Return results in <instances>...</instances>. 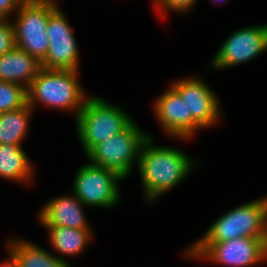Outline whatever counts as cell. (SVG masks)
I'll return each mask as SVG.
<instances>
[{
    "label": "cell",
    "mask_w": 267,
    "mask_h": 267,
    "mask_svg": "<svg viewBox=\"0 0 267 267\" xmlns=\"http://www.w3.org/2000/svg\"><path fill=\"white\" fill-rule=\"evenodd\" d=\"M152 137L149 134L144 141L136 165L144 198L148 204L180 185L188 177L195 164V160H192L181 149L157 146Z\"/></svg>",
    "instance_id": "6da1fadb"
},
{
    "label": "cell",
    "mask_w": 267,
    "mask_h": 267,
    "mask_svg": "<svg viewBox=\"0 0 267 267\" xmlns=\"http://www.w3.org/2000/svg\"><path fill=\"white\" fill-rule=\"evenodd\" d=\"M79 77V70L42 68L27 88V104L73 112L76 119L88 98Z\"/></svg>",
    "instance_id": "7a4b0ae2"
},
{
    "label": "cell",
    "mask_w": 267,
    "mask_h": 267,
    "mask_svg": "<svg viewBox=\"0 0 267 267\" xmlns=\"http://www.w3.org/2000/svg\"><path fill=\"white\" fill-rule=\"evenodd\" d=\"M134 119L101 97H88L75 119L76 132L87 154L95 145L125 130Z\"/></svg>",
    "instance_id": "3957f363"
},
{
    "label": "cell",
    "mask_w": 267,
    "mask_h": 267,
    "mask_svg": "<svg viewBox=\"0 0 267 267\" xmlns=\"http://www.w3.org/2000/svg\"><path fill=\"white\" fill-rule=\"evenodd\" d=\"M195 242H222L239 237L267 238V196L231 209Z\"/></svg>",
    "instance_id": "277c9868"
},
{
    "label": "cell",
    "mask_w": 267,
    "mask_h": 267,
    "mask_svg": "<svg viewBox=\"0 0 267 267\" xmlns=\"http://www.w3.org/2000/svg\"><path fill=\"white\" fill-rule=\"evenodd\" d=\"M183 256L229 267H253L267 261V238L239 237L222 242H194Z\"/></svg>",
    "instance_id": "5b68a950"
},
{
    "label": "cell",
    "mask_w": 267,
    "mask_h": 267,
    "mask_svg": "<svg viewBox=\"0 0 267 267\" xmlns=\"http://www.w3.org/2000/svg\"><path fill=\"white\" fill-rule=\"evenodd\" d=\"M148 137L149 133L133 121L122 132L95 145L86 154L87 162L113 170L125 179L138 164L140 149Z\"/></svg>",
    "instance_id": "8992f818"
},
{
    "label": "cell",
    "mask_w": 267,
    "mask_h": 267,
    "mask_svg": "<svg viewBox=\"0 0 267 267\" xmlns=\"http://www.w3.org/2000/svg\"><path fill=\"white\" fill-rule=\"evenodd\" d=\"M121 180L115 171L88 162L76 172L72 190L85 206L109 209L120 202Z\"/></svg>",
    "instance_id": "52a82bcc"
},
{
    "label": "cell",
    "mask_w": 267,
    "mask_h": 267,
    "mask_svg": "<svg viewBox=\"0 0 267 267\" xmlns=\"http://www.w3.org/2000/svg\"><path fill=\"white\" fill-rule=\"evenodd\" d=\"M54 11L37 0H25L12 21L16 47L36 57L40 62L48 50L47 26Z\"/></svg>",
    "instance_id": "ba28073f"
},
{
    "label": "cell",
    "mask_w": 267,
    "mask_h": 267,
    "mask_svg": "<svg viewBox=\"0 0 267 267\" xmlns=\"http://www.w3.org/2000/svg\"><path fill=\"white\" fill-rule=\"evenodd\" d=\"M267 51V24L237 29L223 42L212 59L213 69L241 65Z\"/></svg>",
    "instance_id": "9c48e42d"
},
{
    "label": "cell",
    "mask_w": 267,
    "mask_h": 267,
    "mask_svg": "<svg viewBox=\"0 0 267 267\" xmlns=\"http://www.w3.org/2000/svg\"><path fill=\"white\" fill-rule=\"evenodd\" d=\"M48 50L41 61L43 69L79 70V50L73 29L62 11L49 16Z\"/></svg>",
    "instance_id": "30bf717a"
},
{
    "label": "cell",
    "mask_w": 267,
    "mask_h": 267,
    "mask_svg": "<svg viewBox=\"0 0 267 267\" xmlns=\"http://www.w3.org/2000/svg\"><path fill=\"white\" fill-rule=\"evenodd\" d=\"M171 86L180 94L187 107V116L204 129L219 122L221 107L215 92L198 77L175 80Z\"/></svg>",
    "instance_id": "8fae6325"
},
{
    "label": "cell",
    "mask_w": 267,
    "mask_h": 267,
    "mask_svg": "<svg viewBox=\"0 0 267 267\" xmlns=\"http://www.w3.org/2000/svg\"><path fill=\"white\" fill-rule=\"evenodd\" d=\"M154 113L163 132L179 140L192 139L203 128L187 116V107L180 94L170 85L154 102Z\"/></svg>",
    "instance_id": "7c38bea8"
},
{
    "label": "cell",
    "mask_w": 267,
    "mask_h": 267,
    "mask_svg": "<svg viewBox=\"0 0 267 267\" xmlns=\"http://www.w3.org/2000/svg\"><path fill=\"white\" fill-rule=\"evenodd\" d=\"M38 212L42 226H62L74 229H90L84 213V204L72 192L50 199Z\"/></svg>",
    "instance_id": "4fadbf2b"
},
{
    "label": "cell",
    "mask_w": 267,
    "mask_h": 267,
    "mask_svg": "<svg viewBox=\"0 0 267 267\" xmlns=\"http://www.w3.org/2000/svg\"><path fill=\"white\" fill-rule=\"evenodd\" d=\"M41 69V62L36 57L16 46L0 56V81L28 88Z\"/></svg>",
    "instance_id": "5bb4252c"
},
{
    "label": "cell",
    "mask_w": 267,
    "mask_h": 267,
    "mask_svg": "<svg viewBox=\"0 0 267 267\" xmlns=\"http://www.w3.org/2000/svg\"><path fill=\"white\" fill-rule=\"evenodd\" d=\"M6 245L8 254L18 262L20 267H71L67 260L51 254L31 241L11 237Z\"/></svg>",
    "instance_id": "9a60e30c"
},
{
    "label": "cell",
    "mask_w": 267,
    "mask_h": 267,
    "mask_svg": "<svg viewBox=\"0 0 267 267\" xmlns=\"http://www.w3.org/2000/svg\"><path fill=\"white\" fill-rule=\"evenodd\" d=\"M30 160L22 145L0 144V177L32 183L34 169Z\"/></svg>",
    "instance_id": "2e32d148"
},
{
    "label": "cell",
    "mask_w": 267,
    "mask_h": 267,
    "mask_svg": "<svg viewBox=\"0 0 267 267\" xmlns=\"http://www.w3.org/2000/svg\"><path fill=\"white\" fill-rule=\"evenodd\" d=\"M47 229L49 242L60 255L76 256L81 254L91 241V229H74L62 226H43Z\"/></svg>",
    "instance_id": "e0dca14e"
},
{
    "label": "cell",
    "mask_w": 267,
    "mask_h": 267,
    "mask_svg": "<svg viewBox=\"0 0 267 267\" xmlns=\"http://www.w3.org/2000/svg\"><path fill=\"white\" fill-rule=\"evenodd\" d=\"M33 109L26 104L23 108L0 113V144L22 145Z\"/></svg>",
    "instance_id": "ac0fdd59"
},
{
    "label": "cell",
    "mask_w": 267,
    "mask_h": 267,
    "mask_svg": "<svg viewBox=\"0 0 267 267\" xmlns=\"http://www.w3.org/2000/svg\"><path fill=\"white\" fill-rule=\"evenodd\" d=\"M27 104V88L0 81V113L23 108Z\"/></svg>",
    "instance_id": "d6986e66"
},
{
    "label": "cell",
    "mask_w": 267,
    "mask_h": 267,
    "mask_svg": "<svg viewBox=\"0 0 267 267\" xmlns=\"http://www.w3.org/2000/svg\"><path fill=\"white\" fill-rule=\"evenodd\" d=\"M197 0H154V8L159 13L158 16L165 15V12H178L187 13L190 12ZM163 14V15H162Z\"/></svg>",
    "instance_id": "ffe728a7"
},
{
    "label": "cell",
    "mask_w": 267,
    "mask_h": 267,
    "mask_svg": "<svg viewBox=\"0 0 267 267\" xmlns=\"http://www.w3.org/2000/svg\"><path fill=\"white\" fill-rule=\"evenodd\" d=\"M15 46L12 20L0 19V56L10 52Z\"/></svg>",
    "instance_id": "44dd1931"
},
{
    "label": "cell",
    "mask_w": 267,
    "mask_h": 267,
    "mask_svg": "<svg viewBox=\"0 0 267 267\" xmlns=\"http://www.w3.org/2000/svg\"><path fill=\"white\" fill-rule=\"evenodd\" d=\"M25 0H0V19H9ZM16 11V12H15Z\"/></svg>",
    "instance_id": "7402d4cb"
},
{
    "label": "cell",
    "mask_w": 267,
    "mask_h": 267,
    "mask_svg": "<svg viewBox=\"0 0 267 267\" xmlns=\"http://www.w3.org/2000/svg\"><path fill=\"white\" fill-rule=\"evenodd\" d=\"M41 5L46 6L51 11H62L54 0H37Z\"/></svg>",
    "instance_id": "603a6c76"
},
{
    "label": "cell",
    "mask_w": 267,
    "mask_h": 267,
    "mask_svg": "<svg viewBox=\"0 0 267 267\" xmlns=\"http://www.w3.org/2000/svg\"><path fill=\"white\" fill-rule=\"evenodd\" d=\"M0 267H20L18 262L9 254L8 260L0 263Z\"/></svg>",
    "instance_id": "cb8c5ba5"
},
{
    "label": "cell",
    "mask_w": 267,
    "mask_h": 267,
    "mask_svg": "<svg viewBox=\"0 0 267 267\" xmlns=\"http://www.w3.org/2000/svg\"><path fill=\"white\" fill-rule=\"evenodd\" d=\"M224 0H212L211 2H214V3H221V2H223Z\"/></svg>",
    "instance_id": "d4e9b609"
}]
</instances>
